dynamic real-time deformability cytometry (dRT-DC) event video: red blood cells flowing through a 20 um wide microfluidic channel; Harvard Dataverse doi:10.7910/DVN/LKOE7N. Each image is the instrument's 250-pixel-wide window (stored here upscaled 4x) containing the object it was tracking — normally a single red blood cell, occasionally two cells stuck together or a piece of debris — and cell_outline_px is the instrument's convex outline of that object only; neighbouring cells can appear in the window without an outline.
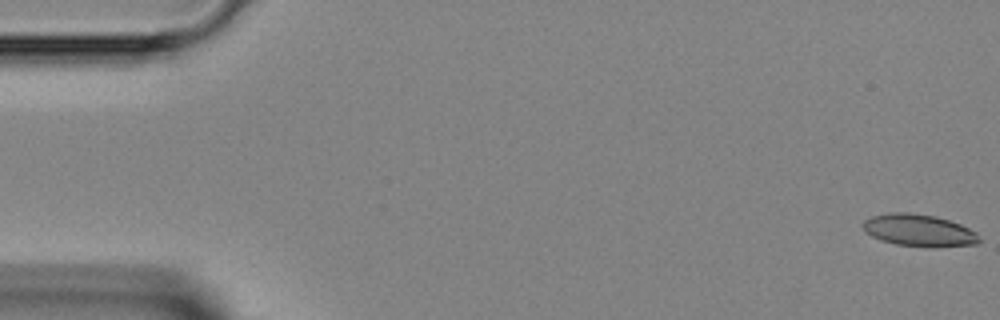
{"species": "Egyptian fruit bat (a non-hibernating species)", "species_latin": "Rousettus aegyptiacus", "temperature_condition": "room temperature", "stored_images_in_passage": 13, "camera_frame_rate_fps": 3000, "um_per_image_px": 0.085, "animal": {"sex": "female"}, "frame": {"image": 1, "passage_image": 1, "time_ms": 0.0, "image_size_px": [1000, 320], "cell_outline_px": [[980, 240], [976, 244], [932, 248], [896, 244], [880, 240], [864, 232], [864, 220], [872, 216], [888, 212], [908, 212], [936, 216], [960, 224], [976, 232]], "centroid_in_image_um": [78.1, 19.58], "position_along_channel_um": 6.9, "area_um2": 21.85}}